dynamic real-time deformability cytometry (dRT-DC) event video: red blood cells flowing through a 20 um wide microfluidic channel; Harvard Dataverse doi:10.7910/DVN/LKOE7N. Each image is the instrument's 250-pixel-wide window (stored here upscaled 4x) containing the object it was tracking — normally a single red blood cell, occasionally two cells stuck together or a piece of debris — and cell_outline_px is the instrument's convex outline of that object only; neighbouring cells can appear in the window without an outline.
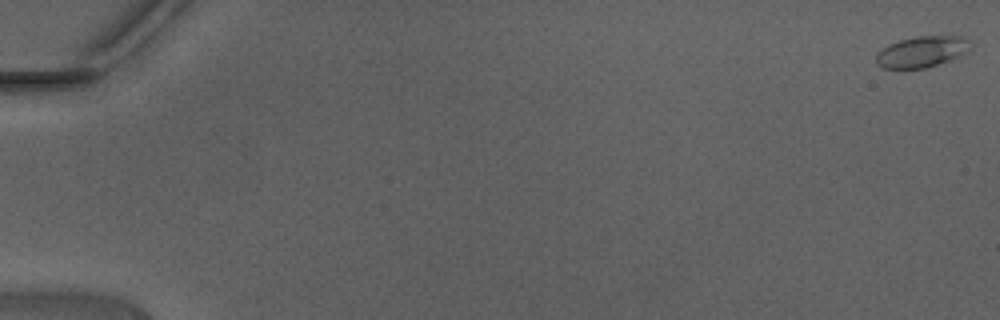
{"species": "Egyptian fruit bat (a non-hibernating species)", "species_latin": "Rousettus aegyptiacus", "temperature_condition": "warm", "stored_images_in_passage": 17, "camera_frame_rate_fps": 3000, "um_per_image_px": 0.085, "animal": {"sex": "male"}, "frame": {"image": 1, "passage_image": 1, "time_ms": 0.0, "image_size_px": [1000, 320], "cell_outline_px": [[972, 48], [968, 52], [952, 60], [924, 68], [884, 68], [876, 64], [876, 56], [888, 44], [900, 40], [916, 36], [964, 36], [968, 40]], "centroid_in_image_um": [78.41, 4.39], "position_along_channel_um": 6.6, "area_um2": 17.11}}
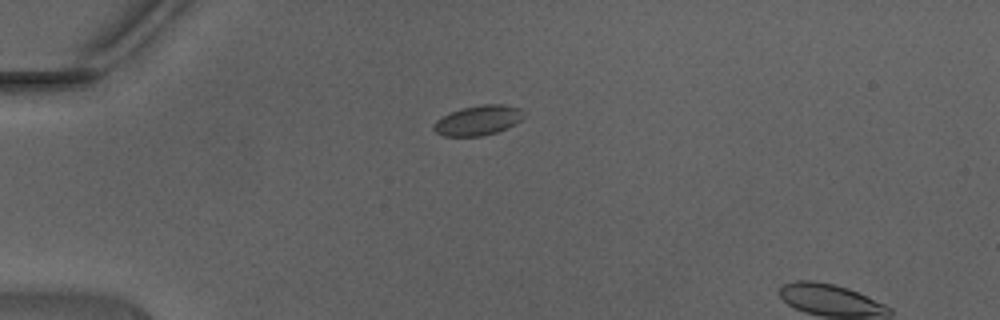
{"frame": {"image": 2, "passage_image": 14, "time_ms": 4.333, "image_size_px": [1000, 320], "cell_outline_px": [[524, 116], [520, 120], [508, 128], [484, 136], [444, 136], [436, 132], [432, 128], [432, 124], [436, 120], [460, 108], [480, 104], [504, 104], [520, 108]], "centroid_in_image_um": [40.63, 10.23], "position_along_channel_um": 44.4, "area_um2": 15.72}}